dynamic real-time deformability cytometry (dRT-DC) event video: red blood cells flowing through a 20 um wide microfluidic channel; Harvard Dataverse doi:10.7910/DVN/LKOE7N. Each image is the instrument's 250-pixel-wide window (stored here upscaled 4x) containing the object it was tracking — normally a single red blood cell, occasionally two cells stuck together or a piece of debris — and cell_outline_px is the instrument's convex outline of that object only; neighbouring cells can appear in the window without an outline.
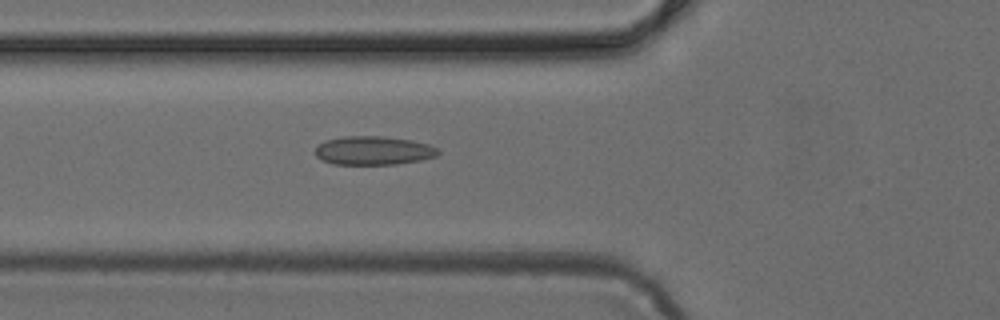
{"species": "common noctule bat (a hibernating species)", "species_latin": "Nyctalus noctula", "temperature_condition": "cold", "stored_images_in_passage": 38, "camera_frame_rate_fps": 3000, "um_per_image_px": 0.085, "animal": {"sex": "female", "body_mass_g": 24.6, "forearm_length_mm": 56.2}, "frame": {"image": 1, "passage_image": 7, "time_ms": 2.0, "image_size_px": [1000, 320], "cell_outline_px": [[440, 152], [436, 156], [420, 160], [396, 164], [332, 164], [320, 160], [316, 156], [316, 148], [324, 140], [344, 136], [384, 136], [412, 140], [428, 144], [440, 148]], "centroid_in_image_um": [31.75, 12.79], "position_along_channel_um": 94.0, "area_um2": 20.69}}
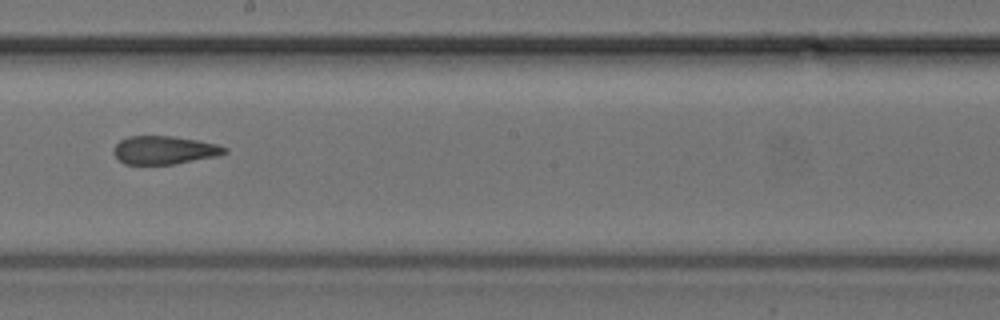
{"frame": {"image": 2, "passage_image": 17, "time_ms": 5.333, "image_size_px": [1000, 320], "cell_outline_px": [[228, 152], [220, 156], [176, 164], [124, 164], [112, 152], [116, 144], [120, 140], [128, 136], [172, 136], [196, 140], [216, 144], [228, 148]], "centroid_in_image_um": [14.0, 12.76], "position_along_channel_um": 234.2, "area_um2": 18.38}}
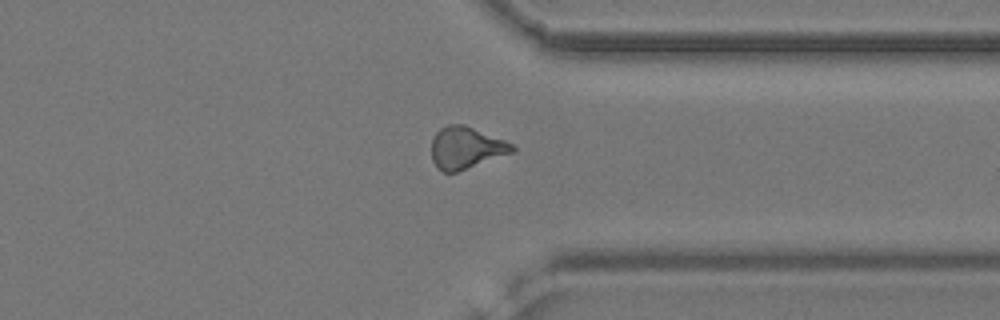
{"frame": {"image": 3, "passage_image": 27, "time_ms": 8.667, "image_size_px": [1000, 320], "cell_outline_px": [[516, 152], [456, 172], [444, 172], [436, 168], [432, 160], [432, 140], [436, 132], [440, 128], [448, 124], [464, 124], [504, 140], [512, 144], [516, 148]], "centroid_in_image_um": [39.61, 12.57], "position_along_channel_um": 371.8, "area_um2": 19.83}}